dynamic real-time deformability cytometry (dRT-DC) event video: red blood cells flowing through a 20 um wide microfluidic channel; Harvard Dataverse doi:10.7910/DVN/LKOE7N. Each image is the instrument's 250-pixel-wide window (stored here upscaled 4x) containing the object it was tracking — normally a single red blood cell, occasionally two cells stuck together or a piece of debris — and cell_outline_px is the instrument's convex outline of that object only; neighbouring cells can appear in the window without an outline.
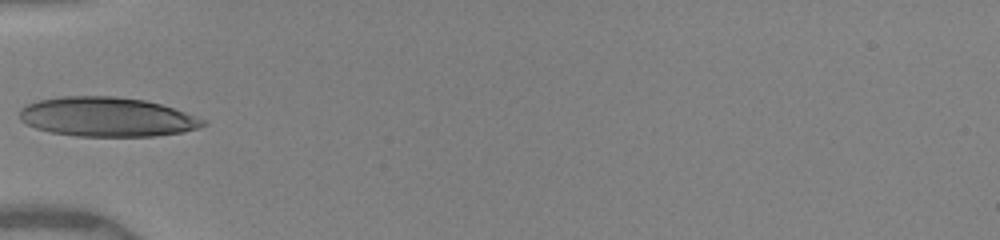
{"species": "human", "species_latin": "Homo sapiens", "temperature_condition": "warm", "stored_images_in_passage": 12, "camera_frame_rate_fps": 3000, "um_per_image_px": 0.085, "donor": {"sex": "female"}, "frame": {"image": 1, "passage_image": 1, "time_ms": 0.0, "image_size_px": [1000, 240], "cell_outline_px": [[208, 124], [184, 132], [156, 136], [76, 136], [52, 132], [36, 128], [20, 120], [20, 108], [28, 104], [40, 100], [60, 96], [112, 96], [144, 100], [160, 104], [208, 120]], "centroid_in_image_um": [9.11, 9.94], "position_along_channel_um": 75.9, "area_um2": 42.02}}
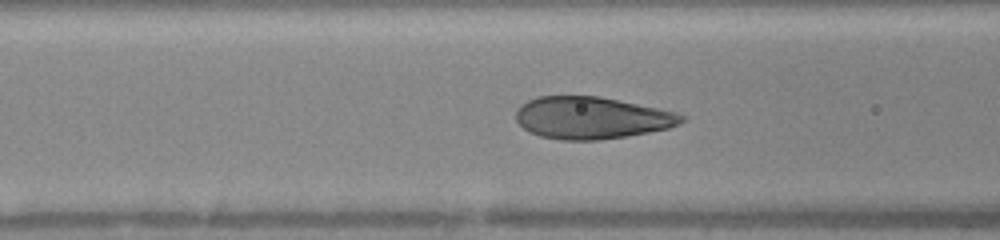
{"frame": {"image": 2, "passage_image": 5, "time_ms": 1.0, "image_size_px": [1000, 240], "cell_outline_px": [[684, 120], [680, 124], [668, 128], [648, 132], [600, 140], [560, 140], [540, 136], [528, 132], [516, 120], [516, 112], [520, 104], [536, 96], [600, 96], [676, 112], [684, 116]], "centroid_in_image_um": [50.25, 10.01], "position_along_channel_um": 116.4, "area_um2": 40.58}}
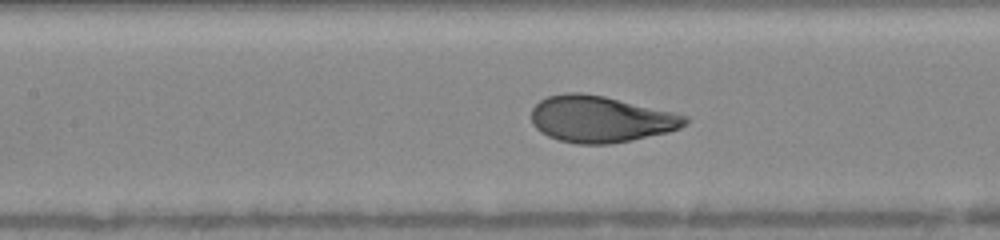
{"frame": {"image": 3, "passage_image": 9, "time_ms": 2.0, "image_size_px": [1000, 240], "cell_outline_px": [[688, 124], [680, 128], [668, 132], [632, 140], [608, 144], [576, 144], [560, 140], [548, 136], [540, 132], [532, 124], [532, 108], [540, 100], [548, 96], [564, 92], [584, 92], [604, 96], [672, 112], [688, 116]], "centroid_in_image_um": [51.04, 10.12], "position_along_channel_um": 156.4, "area_um2": 41.67}}